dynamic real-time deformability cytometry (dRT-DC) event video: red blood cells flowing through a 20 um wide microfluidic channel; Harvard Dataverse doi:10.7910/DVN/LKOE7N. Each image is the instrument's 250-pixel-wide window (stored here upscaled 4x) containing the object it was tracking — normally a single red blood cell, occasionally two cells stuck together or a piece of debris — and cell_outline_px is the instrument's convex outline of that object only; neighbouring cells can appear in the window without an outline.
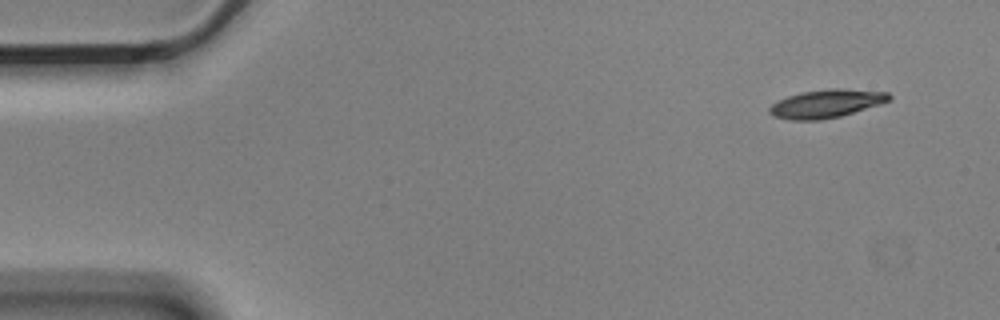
{"species": "Egyptian fruit bat (a non-hibernating species)", "species_latin": "Rousettus aegyptiacus", "temperature_condition": "cold", "stored_images_in_passage": 5, "camera_frame_rate_fps": 3000, "um_per_image_px": 0.085, "animal": {"sex": "male"}, "frame": {"image": 1, "passage_image": 1, "time_ms": 0.0, "image_size_px": [1000, 320], "cell_outline_px": [[892, 100], [880, 104], [840, 116], [820, 120], [792, 120], [772, 116], [768, 112], [768, 108], [776, 100], [800, 92], [828, 88], [844, 88], [888, 92], [892, 96]], "centroid_in_image_um": [70.22, 8.79], "position_along_channel_um": 14.8, "area_um2": 19.94}}
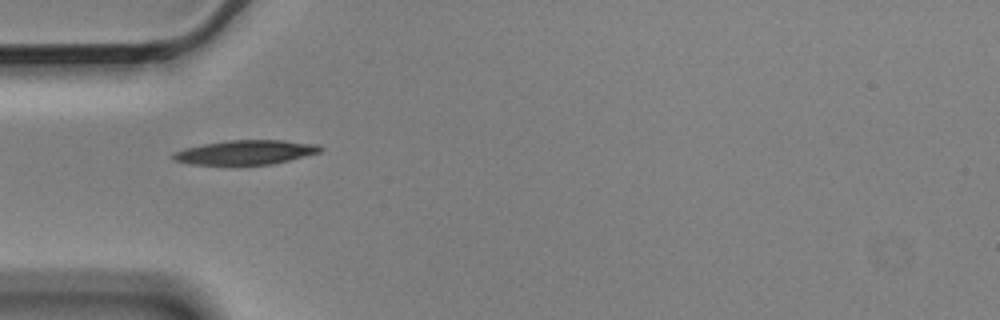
{"frame": {"image": 2, "passage_image": 4, "time_ms": 1.0, "image_size_px": [1000, 320], "cell_outline_px": [[324, 148], [320, 152], [272, 164], [192, 164], [172, 160], [172, 152], [184, 148], [204, 144], [228, 140], [284, 140], [320, 144]], "centroid_in_image_um": [20.88, 12.93], "position_along_channel_um": 64.1, "area_um2": 20.81}}
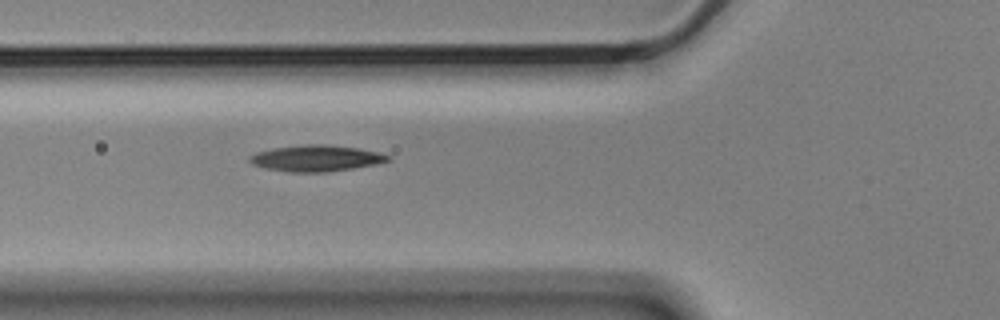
{"frame": {"image": 3, "passage_image": 5, "time_ms": 1.333, "image_size_px": [1000, 320], "cell_outline_px": [[392, 160], [376, 164], [328, 172], [288, 172], [264, 168], [252, 164], [248, 160], [248, 156], [256, 152], [272, 148], [308, 144], [324, 144], [360, 148], [380, 152], [392, 156]], "centroid_in_image_um": [26.88, 13.45], "position_along_channel_um": 98.9, "area_um2": 21.39}}